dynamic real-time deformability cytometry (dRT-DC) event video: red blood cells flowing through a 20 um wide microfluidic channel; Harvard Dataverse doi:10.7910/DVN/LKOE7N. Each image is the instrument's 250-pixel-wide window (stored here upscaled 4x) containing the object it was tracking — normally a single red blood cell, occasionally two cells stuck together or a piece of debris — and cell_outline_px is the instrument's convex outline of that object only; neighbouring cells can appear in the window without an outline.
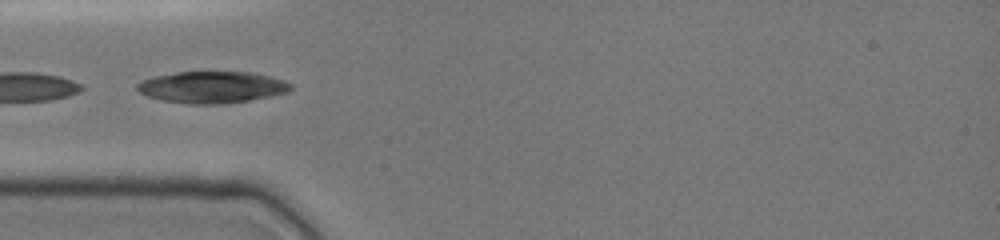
{"species": "common noctule bat (a hibernating species)", "species_latin": "Nyctalus noctula", "temperature_condition": "cold", "stored_images_in_passage": 25, "camera_frame_rate_fps": 3000, "um_per_image_px": 0.085, "animal": {"sex": "female", "body_mass_g": 19.0, "forearm_length_mm": 51.5}, "frame": {"image": 1, "passage_image": 6, "time_ms": 1.667, "image_size_px": [1000, 240], "cell_outline_px": [[292, 88], [288, 92], [248, 100], [224, 104], [188, 104], [160, 100], [148, 96], [140, 92], [136, 88], [136, 84], [144, 80], [156, 76], [176, 72], [252, 72], [284, 80], [292, 84]], "centroid_in_image_um": [18.02, 7.41], "position_along_channel_um": 67.0, "area_um2": 28.21}}
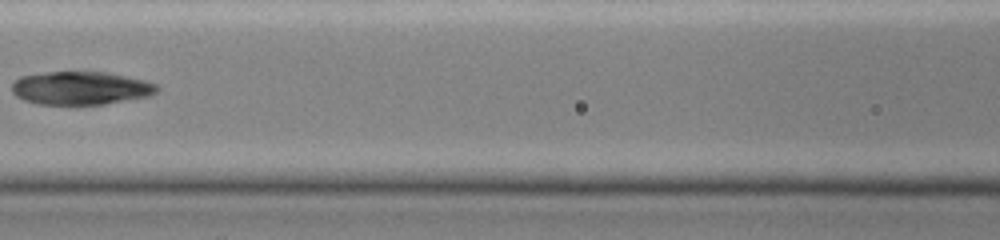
{"frame": {"image": 2, "passage_image": 9, "time_ms": 2.667, "image_size_px": [1000, 240], "cell_outline_px": [[160, 88], [152, 96], [104, 104], [40, 104], [24, 100], [16, 96], [12, 92], [12, 84], [20, 76], [48, 72], [104, 72], [144, 80], [156, 84]], "centroid_in_image_um": [6.88, 7.49], "position_along_channel_um": 159.7, "area_um2": 27.98}}
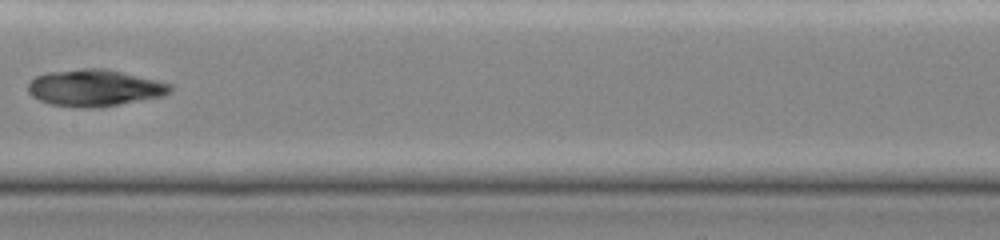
{"frame": {"image": 3, "passage_image": 10, "time_ms": 3.0, "image_size_px": [1000, 240], "cell_outline_px": [[172, 92], [164, 96], [92, 108], [80, 108], [52, 104], [40, 100], [32, 96], [28, 92], [28, 80], [36, 76], [48, 72], [84, 68], [108, 68], [172, 84]], "centroid_in_image_um": [8.03, 7.45], "position_along_channel_um": 199.4, "area_um2": 30.46}}